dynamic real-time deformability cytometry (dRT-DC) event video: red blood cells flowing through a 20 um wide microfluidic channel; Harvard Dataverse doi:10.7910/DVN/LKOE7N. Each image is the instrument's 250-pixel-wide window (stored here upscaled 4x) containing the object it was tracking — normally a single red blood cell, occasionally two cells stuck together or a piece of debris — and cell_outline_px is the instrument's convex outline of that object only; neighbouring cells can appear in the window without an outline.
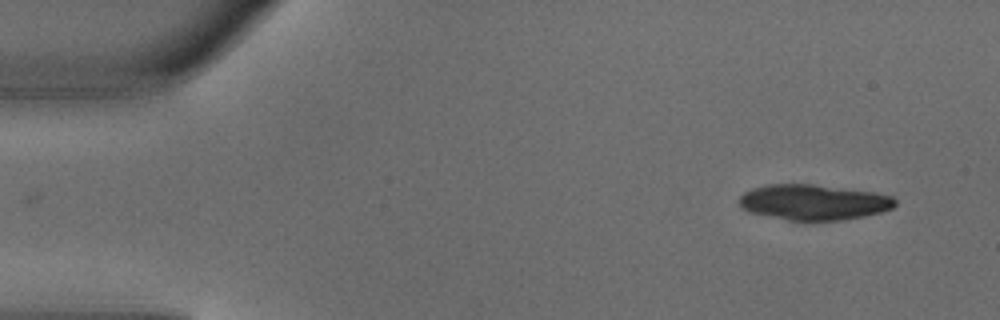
{"species": "common noctule bat (a hibernating species)", "species_latin": "Nyctalus noctula", "temperature_condition": "warm", "stored_images_in_passage": 4, "camera_frame_rate_fps": 3000, "um_per_image_px": 0.085, "animal": {"sex": "male", "body_mass_g": 18.8}, "frame": {"image": 1, "passage_image": 1, "time_ms": 0.0, "image_size_px": [1000, 320], "cell_outline_px": [[896, 204], [892, 208], [880, 212], [864, 216], [840, 220], [804, 224], [748, 212], [740, 208], [736, 200], [744, 192], [752, 188], [768, 184], [812, 184], [876, 192], [892, 196], [896, 200]], "centroid_in_image_um": [69.09, 17.22], "position_along_channel_um": 15.9, "area_um2": 33.29}}